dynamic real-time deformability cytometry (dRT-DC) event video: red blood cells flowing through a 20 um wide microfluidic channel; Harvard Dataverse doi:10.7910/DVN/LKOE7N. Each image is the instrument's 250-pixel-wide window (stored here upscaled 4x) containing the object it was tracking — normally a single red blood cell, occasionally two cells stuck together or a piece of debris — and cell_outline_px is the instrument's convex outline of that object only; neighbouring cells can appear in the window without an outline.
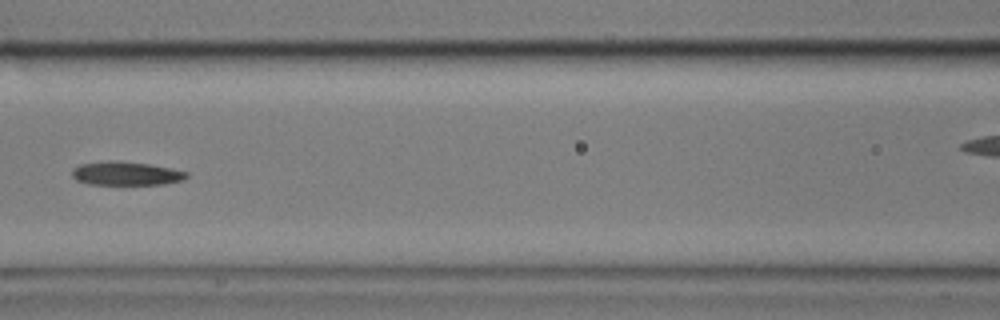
{"species": "common noctule bat (a hibernating species)", "species_latin": "Nyctalus noctula", "temperature_condition": "cold", "stored_images_in_passage": 5, "camera_frame_rate_fps": 3000, "um_per_image_px": 0.085, "animal": {"sex": "male", "body_mass_g": 17.9}, "frame": {"image": 1, "passage_image": 3, "time_ms": 0.667, "image_size_px": [1000, 320], "cell_outline_px": [[188, 176], [184, 180], [164, 184], [88, 184], [76, 180], [72, 176], [72, 168], [80, 164], [108, 160], [112, 160], [148, 164], [172, 168], [188, 172]], "centroid_in_image_um": [10.71, 14.74], "position_along_channel_um": 155.9, "area_um2": 15.84}}